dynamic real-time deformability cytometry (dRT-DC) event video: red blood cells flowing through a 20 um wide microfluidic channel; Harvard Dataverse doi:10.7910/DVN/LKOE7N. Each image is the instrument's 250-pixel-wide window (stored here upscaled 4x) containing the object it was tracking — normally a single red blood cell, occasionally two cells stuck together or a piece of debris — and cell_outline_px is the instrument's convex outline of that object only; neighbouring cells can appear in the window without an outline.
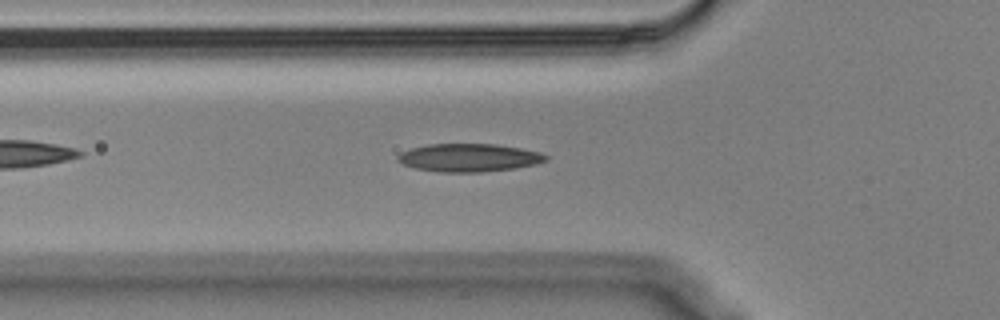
{"species": "Egyptian fruit bat (a non-hibernating species)", "species_latin": "Rousettus aegyptiacus", "temperature_condition": "cold", "stored_images_in_passage": 37, "camera_frame_rate_fps": 3000, "um_per_image_px": 0.085, "animal": {"sex": "male"}, "frame": {"image": 1, "passage_image": 2, "time_ms": 0.333, "image_size_px": [1000, 320], "cell_outline_px": [[548, 160], [536, 164], [516, 168], [480, 172], [440, 172], [416, 168], [404, 164], [396, 160], [396, 156], [400, 152], [412, 148], [428, 144], [496, 144], [520, 148], [540, 152], [548, 156]], "centroid_in_image_um": [39.87, 13.4], "position_along_channel_um": 85.9, "area_um2": 24.22}}
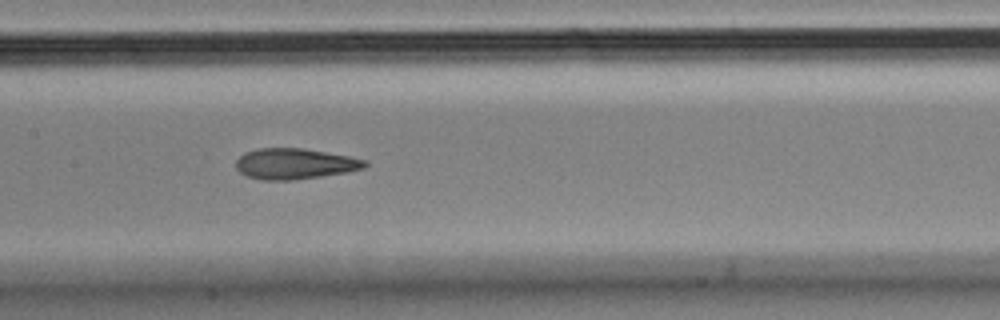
{"frame": {"image": 2, "passage_image": 10, "time_ms": 3.0, "image_size_px": [1000, 320], "cell_outline_px": [[368, 164], [364, 168], [348, 172], [296, 180], [264, 180], [248, 176], [240, 172], [236, 168], [236, 160], [244, 152], [260, 148], [304, 148], [348, 156], [368, 160]], "centroid_in_image_um": [25.07, 13.92], "position_along_channel_um": 182.3, "area_um2": 23.18}}
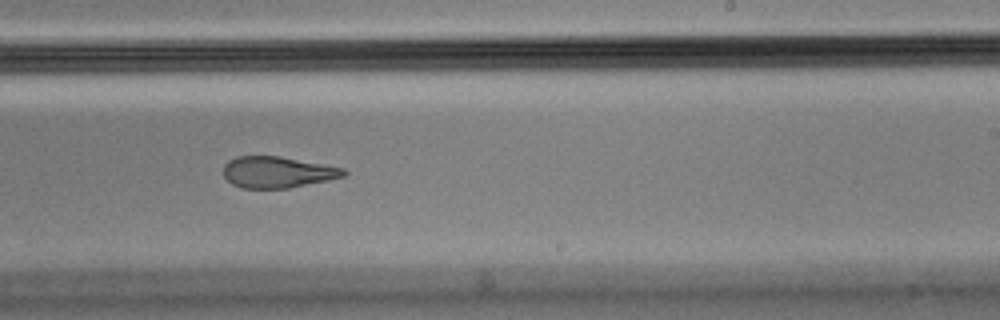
{"frame": {"image": 3, "passage_image": 17, "time_ms": 5.333, "image_size_px": [1000, 320], "cell_outline_px": [[348, 172], [344, 176], [328, 180], [288, 188], [240, 188], [232, 184], [224, 176], [224, 164], [228, 160], [236, 156], [280, 156], [324, 164], [344, 168]], "centroid_in_image_um": [23.57, 14.63], "position_along_channel_um": 265.4, "area_um2": 21.96}}